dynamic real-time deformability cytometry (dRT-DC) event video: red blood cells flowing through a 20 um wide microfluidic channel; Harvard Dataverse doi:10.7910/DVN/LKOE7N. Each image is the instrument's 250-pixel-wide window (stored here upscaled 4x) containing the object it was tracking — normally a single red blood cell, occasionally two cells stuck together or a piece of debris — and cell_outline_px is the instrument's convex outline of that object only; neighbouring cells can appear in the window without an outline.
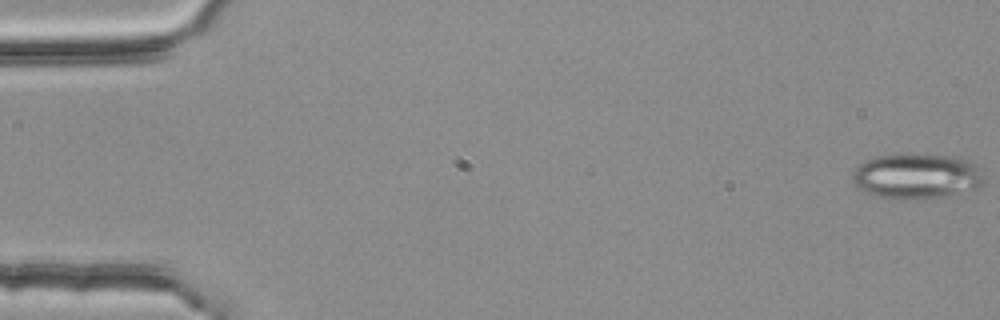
{"species": "common noctule bat (a hibernating species)", "species_latin": "Nyctalus noctula", "temperature_condition": "room temperature", "stored_images_in_passage": 54, "camera_frame_rate_fps": 3000, "um_per_image_px": 0.085, "animal": {"sex": "female", "body_mass_g": 25.1}, "frame": {"image": 1, "passage_image": 1, "time_ms": 0.0, "image_size_px": [1000, 320], "cell_outline_px": [[984, 184], [980, 188], [944, 196], [904, 200], [876, 196], [860, 188], [856, 184], [852, 176], [852, 172], [864, 160], [876, 156], [908, 152], [956, 156], [972, 160], [976, 164], [984, 180]], "centroid_in_image_um": [77.95, 14.94], "position_along_channel_um": 7.0, "area_um2": 35.37}}
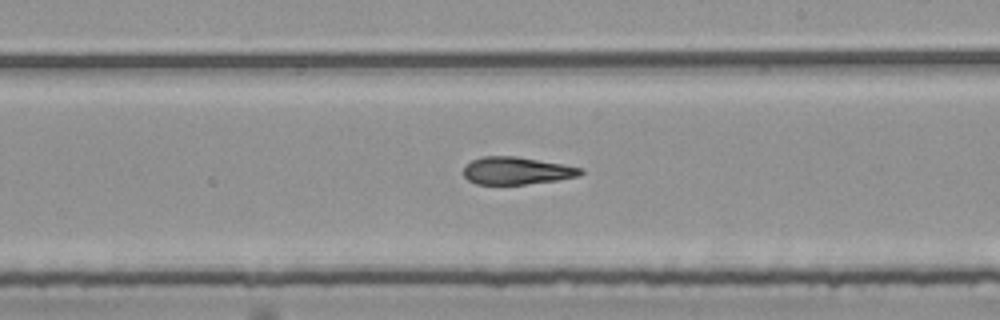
{"frame": {"image": 2, "passage_image": 32, "time_ms": 10.333, "image_size_px": [1000, 320], "cell_outline_px": [[584, 172], [580, 176], [556, 180], [524, 184], [476, 184], [468, 180], [464, 176], [464, 164], [472, 160], [484, 156], [516, 156], [584, 168]], "centroid_in_image_um": [43.91, 14.51], "position_along_channel_um": 245.1, "area_um2": 18.73}}
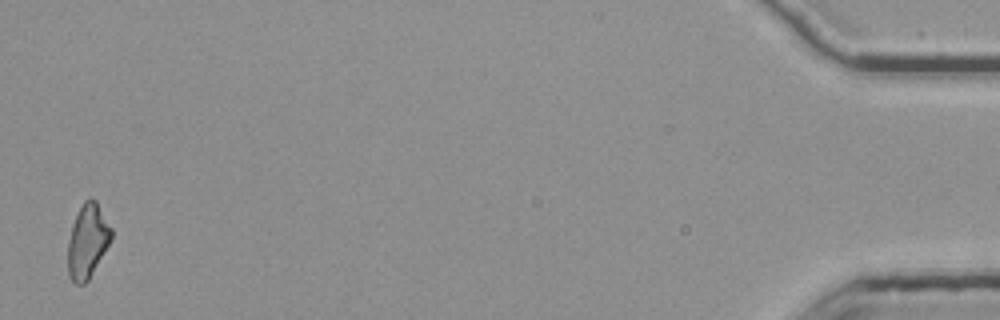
{"frame": {"image": 3, "passage_image": 54, "time_ms": 17.667, "image_size_px": [1000, 320], "cell_outline_px": [[112, 236], [108, 244], [88, 280], [84, 284], [76, 284], [68, 276], [68, 240], [72, 224], [84, 200], [92, 196], [96, 200], [112, 228]], "centroid_in_image_um": [7.43, 20.46], "position_along_channel_um": 427.8, "area_um2": 18.55}, "authors_computed_cell_mechanics": {"area_um2": 19.652, "velocity_mm_per_s": 3.7985, "shape_relaxation_time_tau1_ms": null, "shape_relaxation_time_tau2_ms": 5.1967, "deformation_change_tau1": null, "deformation_change_tau2": 0.1654}}